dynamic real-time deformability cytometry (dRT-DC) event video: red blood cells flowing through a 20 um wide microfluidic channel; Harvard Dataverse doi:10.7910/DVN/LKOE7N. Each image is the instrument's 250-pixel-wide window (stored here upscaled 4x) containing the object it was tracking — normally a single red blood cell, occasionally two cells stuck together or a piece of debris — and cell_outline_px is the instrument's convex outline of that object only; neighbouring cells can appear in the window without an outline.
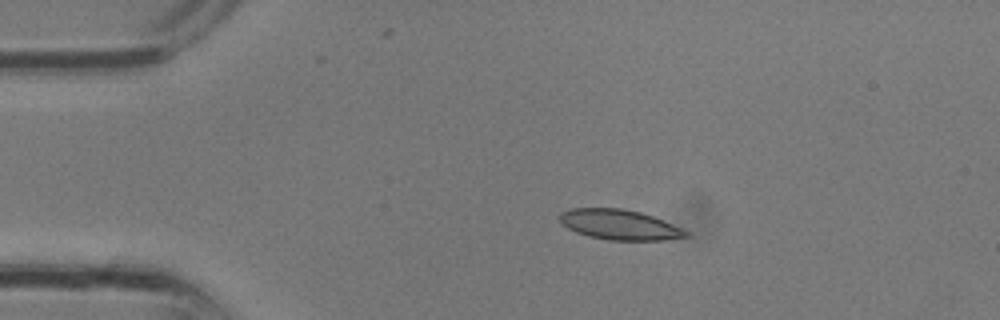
{"species": "common noctule bat (a hibernating species)", "species_latin": "Nyctalus noctula", "temperature_condition": "room temperature", "stored_images_in_passage": 3, "camera_frame_rate_fps": 3000, "um_per_image_px": 0.085, "animal": {"sex": "male", "body_mass_g": 13.3}, "frame": {"image": 1, "passage_image": 2, "time_ms": 0.333, "image_size_px": [1000, 320], "cell_outline_px": [[692, 236], [664, 240], [608, 240], [588, 236], [576, 232], [568, 228], [560, 220], [560, 212], [572, 208], [624, 208], [640, 212], [652, 216], [680, 228], [688, 232]], "centroid_in_image_um": [52.65, 19.1], "position_along_channel_um": 32.3, "area_um2": 22.02}}
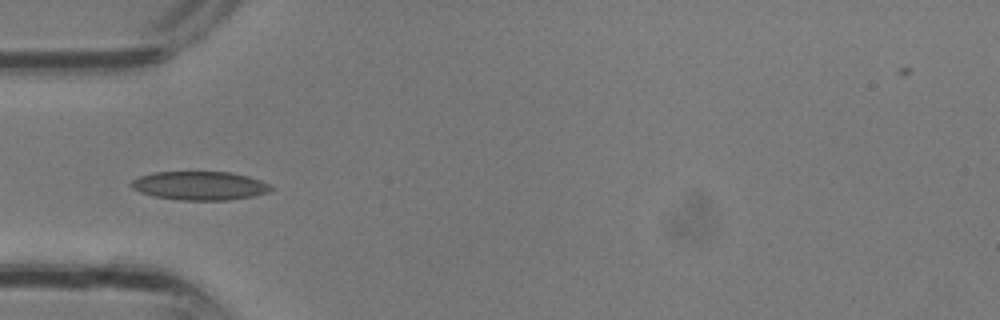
{"frame": {"image": 2, "passage_image": 3, "time_ms": 0.667, "image_size_px": [1000, 320], "cell_outline_px": [[272, 188], [268, 192], [252, 196], [228, 200], [180, 200], [152, 196], [140, 192], [132, 188], [128, 184], [132, 180], [140, 176], [156, 172], [232, 172], [248, 176], [260, 180], [268, 184]], "centroid_in_image_um": [16.94, 15.78], "position_along_channel_um": 68.1, "area_um2": 23.29}}